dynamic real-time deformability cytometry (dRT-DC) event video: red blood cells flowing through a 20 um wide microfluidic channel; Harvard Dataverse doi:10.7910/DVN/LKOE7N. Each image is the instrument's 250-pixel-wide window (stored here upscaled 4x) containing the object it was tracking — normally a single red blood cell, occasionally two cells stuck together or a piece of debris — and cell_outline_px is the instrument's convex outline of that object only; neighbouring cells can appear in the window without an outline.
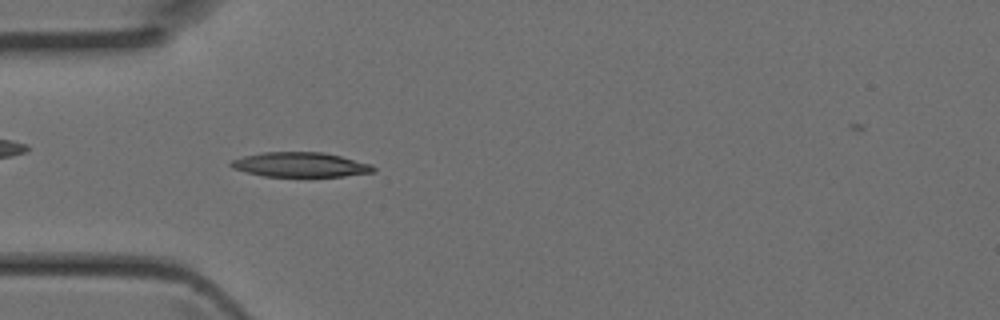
{"species": "Egyptian fruit bat (a non-hibernating species)", "species_latin": "Rousettus aegyptiacus", "temperature_condition": "room temperature", "stored_images_in_passage": 43, "camera_frame_rate_fps": 3000, "um_per_image_px": 0.085, "animal": {"sex": "female"}, "frame": {"image": 1, "passage_image": 12, "time_ms": 3.667, "image_size_px": [1000, 320], "cell_outline_px": [[376, 172], [344, 176], [264, 176], [232, 168], [228, 164], [232, 160], [244, 156], [264, 152], [324, 152], [372, 164], [376, 168]], "centroid_in_image_um": [25.56, 13.99], "position_along_channel_um": 59.4, "area_um2": 20.4}}
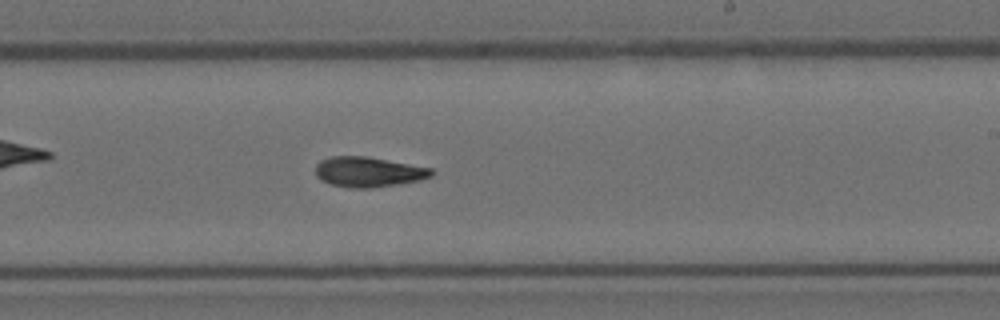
{"frame": {"image": 2, "passage_image": 25, "time_ms": 8.0, "image_size_px": [1000, 320], "cell_outline_px": [[432, 176], [420, 180], [372, 188], [348, 188], [332, 184], [320, 180], [316, 176], [316, 164], [320, 160], [328, 156], [364, 156], [432, 168]], "centroid_in_image_um": [31.26, 14.61], "position_along_channel_um": 257.7, "area_um2": 20.29}}
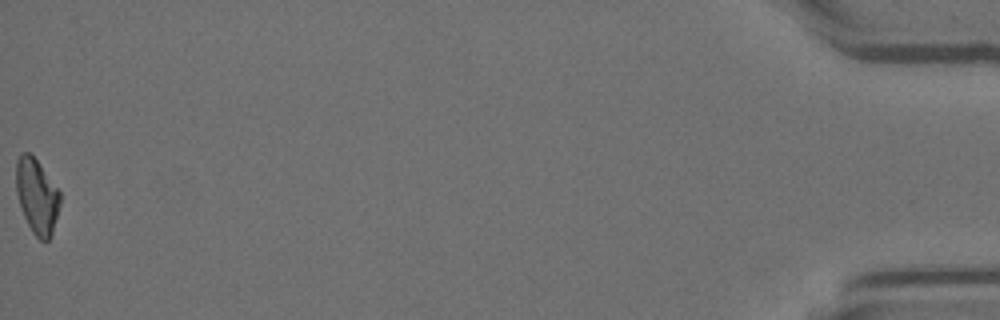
{"frame": {"image": 3, "passage_image": 43, "time_ms": 14.0, "image_size_px": [1000, 320], "cell_outline_px": [[60, 204], [52, 232], [48, 240], [40, 240], [32, 232], [24, 216], [16, 192], [16, 160], [20, 152], [28, 152], [36, 160], [60, 192]], "centroid_in_image_um": [3.11, 16.66], "position_along_channel_um": 432.1, "area_um2": 18.84}}